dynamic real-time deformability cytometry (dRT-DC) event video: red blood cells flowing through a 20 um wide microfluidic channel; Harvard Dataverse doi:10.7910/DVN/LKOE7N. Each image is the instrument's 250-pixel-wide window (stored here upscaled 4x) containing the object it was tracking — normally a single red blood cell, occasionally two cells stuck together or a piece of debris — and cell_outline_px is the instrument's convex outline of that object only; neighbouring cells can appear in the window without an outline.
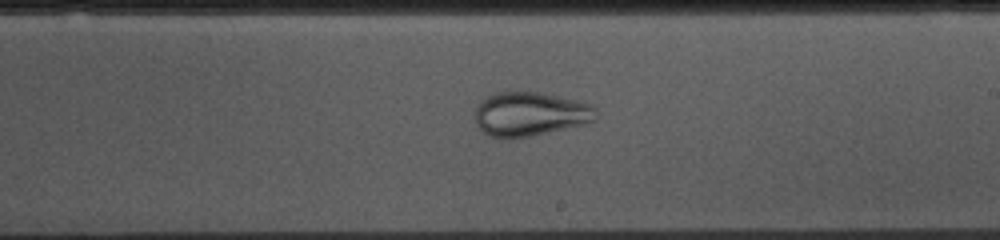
{"species": "common noctule bat (a hibernating species)", "species_latin": "Nyctalus noctula", "temperature_condition": "cold", "stored_images_in_passage": 53, "camera_frame_rate_fps": 3000, "um_per_image_px": 0.085, "animal": {"sex": "female", "body_mass_g": 10.0, "forearm_length_mm": 53.1}, "frame": {"image": 1, "passage_image": 29, "time_ms": 9.333, "image_size_px": [1000, 240], "cell_outline_px": [[596, 120], [584, 124], [532, 136], [488, 136], [476, 124], [476, 104], [480, 100], [496, 92], [540, 92], [560, 96], [592, 104], [596, 108]], "centroid_in_image_um": [45.08, 9.66], "position_along_channel_um": 243.9, "area_um2": 30.87}}
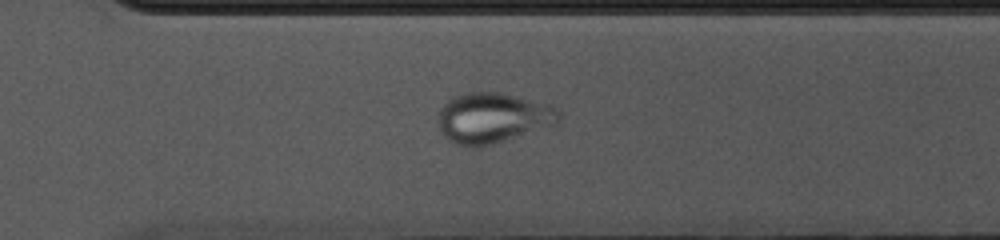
{"frame": {"image": 2, "passage_image": 36, "time_ms": 11.667, "image_size_px": [1000, 240], "cell_outline_px": [[560, 124], [488, 144], [472, 148], [456, 144], [448, 140], [440, 132], [440, 108], [452, 96], [468, 92], [504, 92], [552, 104], [560, 112]], "centroid_in_image_um": [41.93, 9.99], "position_along_channel_um": 328.7, "area_um2": 35.66}}
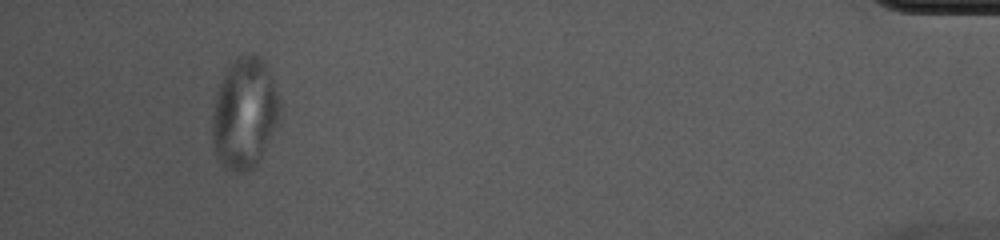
{"frame": {"image": 3, "passage_image": 49, "time_ms": 16.0, "image_size_px": [1000, 240], "cell_outline_px": [[280, 120], [256, 164], [252, 168], [244, 172], [236, 172], [224, 168], [216, 156], [212, 140], [212, 116], [216, 92], [224, 76], [232, 64], [240, 56], [252, 52], [260, 56], [268, 64], [280, 100]], "centroid_in_image_um": [20.8, 9.62], "position_along_channel_um": 414.4, "area_um2": 43.81}}